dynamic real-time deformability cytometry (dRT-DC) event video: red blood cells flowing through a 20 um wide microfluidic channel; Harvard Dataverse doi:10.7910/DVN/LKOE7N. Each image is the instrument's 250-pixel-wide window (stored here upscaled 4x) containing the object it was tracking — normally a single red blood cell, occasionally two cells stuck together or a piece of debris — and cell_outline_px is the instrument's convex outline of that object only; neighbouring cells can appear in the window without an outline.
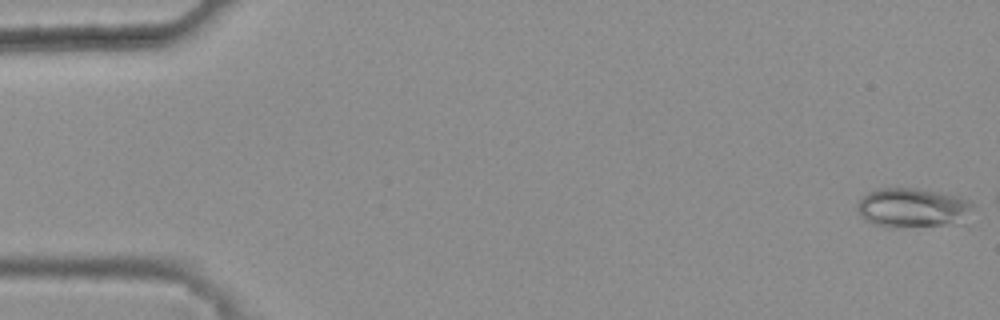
{"species": "common noctule bat (a hibernating species)", "species_latin": "Nyctalus noctula", "temperature_condition": "warm", "stored_images_in_passage": 8, "camera_frame_rate_fps": 3000, "um_per_image_px": 0.085, "animal": {"sex": "female", "body_mass_g": 25.1}, "frame": {"image": 1, "passage_image": 1, "time_ms": 0.0, "image_size_px": [1000, 320], "cell_outline_px": [[972, 204], [968, 228], [872, 224], [864, 220], [856, 208], [856, 204], [868, 192], [876, 188], [916, 188], [956, 196], [972, 200]], "centroid_in_image_um": [77.73, 17.7], "position_along_channel_um": 7.3, "area_um2": 27.34}}